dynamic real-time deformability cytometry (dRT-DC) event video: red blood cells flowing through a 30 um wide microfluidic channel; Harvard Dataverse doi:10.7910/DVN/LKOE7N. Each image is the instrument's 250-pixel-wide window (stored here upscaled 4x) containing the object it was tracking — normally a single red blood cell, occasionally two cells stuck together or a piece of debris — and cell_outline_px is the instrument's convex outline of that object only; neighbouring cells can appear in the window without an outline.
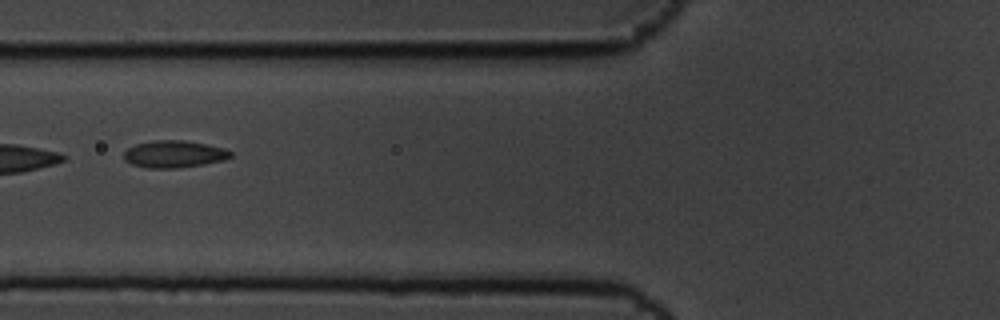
{"species": "common noctule bat (a hibernating species)", "species_latin": "Nyctalus noctula", "temperature_condition": "cold", "stored_images_in_passage": 13, "camera_frame_rate_fps": 3000, "um_per_image_px": 0.085, "animal": {"sex": "male", "body_mass_g": 19.5, "forearm_length_mm": 54.6}, "frame": {"image": 1, "passage_image": 6, "time_ms": 1.667, "image_size_px": [1000, 320], "cell_outline_px": [[232, 156], [224, 160], [204, 164], [176, 168], [148, 168], [132, 164], [124, 160], [124, 152], [128, 148], [136, 144], [156, 140], [184, 140], [224, 148], [232, 152]], "centroid_in_image_um": [14.79, 13.1], "position_along_channel_um": 111.0, "area_um2": 16.76}}
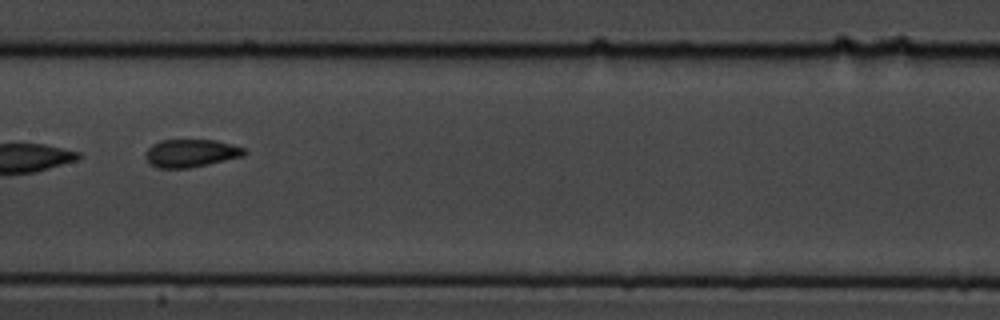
{"frame": {"image": 2, "passage_image": 8, "time_ms": 2.333, "image_size_px": [1000, 320], "cell_outline_px": [[248, 152], [244, 156], [208, 164], [188, 168], [156, 168], [148, 164], [144, 156], [144, 152], [152, 144], [160, 140], [216, 140], [232, 144], [244, 148]], "centroid_in_image_um": [16.19, 13.02], "position_along_channel_um": 191.2, "area_um2": 16.3}}